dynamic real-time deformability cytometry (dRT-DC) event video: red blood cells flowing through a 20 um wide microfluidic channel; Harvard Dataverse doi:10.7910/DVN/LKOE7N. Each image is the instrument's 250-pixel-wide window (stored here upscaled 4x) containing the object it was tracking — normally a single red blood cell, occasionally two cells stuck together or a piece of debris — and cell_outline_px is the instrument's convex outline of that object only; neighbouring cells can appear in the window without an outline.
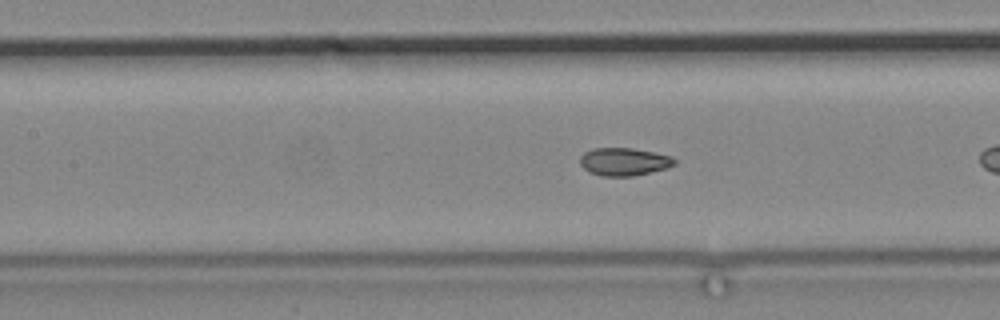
{"species": "common noctule bat (a hibernating species)", "species_latin": "Nyctalus noctula", "temperature_condition": "cold", "stored_images_in_passage": 11, "camera_frame_rate_fps": 3000, "um_per_image_px": 0.085, "animal": {"sex": "male", "body_mass_g": 19.2, "forearm_length_mm": 51.8}, "frame": {"image": 1, "passage_image": 8, "time_ms": 2.333, "image_size_px": [1000, 320], "cell_outline_px": [[676, 164], [668, 168], [632, 176], [604, 176], [588, 172], [580, 164], [580, 156], [584, 152], [592, 148], [632, 148], [672, 156], [676, 160]], "centroid_in_image_um": [53.04, 13.74], "position_along_channel_um": 154.4, "area_um2": 15.37}}